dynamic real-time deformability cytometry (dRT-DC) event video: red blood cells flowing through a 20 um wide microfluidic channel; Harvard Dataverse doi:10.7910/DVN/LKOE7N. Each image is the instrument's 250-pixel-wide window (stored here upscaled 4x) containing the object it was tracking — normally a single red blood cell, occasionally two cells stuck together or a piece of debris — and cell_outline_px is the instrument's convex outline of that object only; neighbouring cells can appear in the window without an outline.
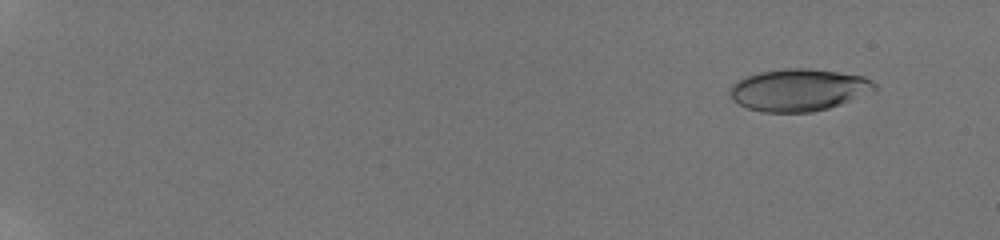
{"species": "human", "species_latin": "Homo sapiens", "temperature_condition": "room temperature", "stored_images_in_passage": 57, "camera_frame_rate_fps": 3000, "um_per_image_px": 0.085, "donor": {"sex": "male"}, "frame": {"image": 1, "passage_image": 6, "time_ms": 1.667, "image_size_px": [1000, 240], "cell_outline_px": [[880, 88], [876, 92], [828, 108], [812, 112], [764, 112], [748, 108], [732, 100], [728, 92], [732, 84], [736, 80], [744, 76], [760, 72], [784, 68], [808, 68], [864, 76], [872, 80]], "centroid_in_image_um": [67.91, 7.64], "position_along_channel_um": 17.1, "area_um2": 35.95}}
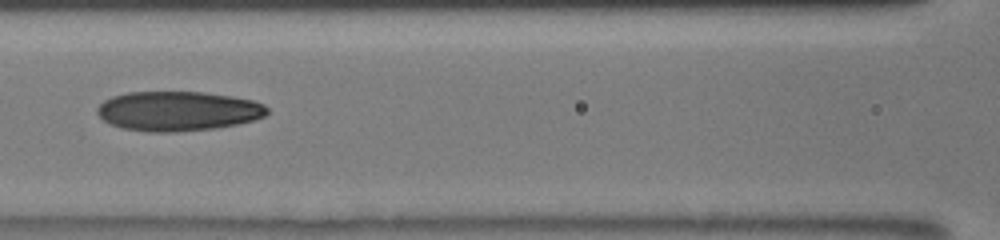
{"frame": {"image": 2, "passage_image": 31, "time_ms": 10.0, "image_size_px": [1000, 240], "cell_outline_px": [[268, 112], [264, 116], [256, 120], [236, 124], [212, 128], [172, 132], [148, 132], [124, 128], [112, 124], [104, 120], [96, 112], [96, 108], [104, 100], [112, 96], [128, 92], [204, 92], [232, 96], [252, 100], [264, 104], [268, 108]], "centroid_in_image_um": [15.13, 9.43], "position_along_channel_um": 151.5, "area_um2": 39.13}}
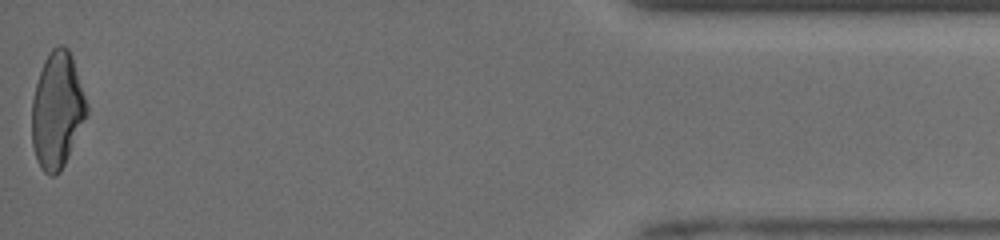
{"frame": {"image": 3, "passage_image": 57, "time_ms": 18.667, "image_size_px": [1000, 240], "cell_outline_px": [[88, 112], [68, 156], [60, 172], [56, 176], [48, 176], [40, 168], [36, 160], [32, 144], [32, 100], [36, 84], [44, 60], [48, 52], [56, 44], [64, 44], [68, 48], [72, 56], [88, 104]], "centroid_in_image_um": [4.85, 9.36], "position_along_channel_um": 430.4, "area_um2": 37.28}, "authors_computed_cell_mechanics": {"area_um2": 37.281, "velocity_mm_per_s": 3.9696, "shape_relaxation_time_tau1_ms": 7.1375, "shape_relaxation_time_tau2_ms": 2.4097, "deformation_change_tau1": 0.2146, "deformation_change_tau2": 0.0997}}